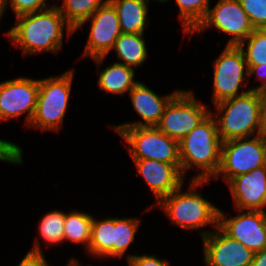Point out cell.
Here are the masks:
<instances>
[{
  "instance_id": "obj_1",
  "label": "cell",
  "mask_w": 266,
  "mask_h": 266,
  "mask_svg": "<svg viewBox=\"0 0 266 266\" xmlns=\"http://www.w3.org/2000/svg\"><path fill=\"white\" fill-rule=\"evenodd\" d=\"M16 18L17 23L7 36L14 44L18 43L24 55L44 51L56 52L62 47L63 30L67 22L58 6Z\"/></svg>"
},
{
  "instance_id": "obj_2",
  "label": "cell",
  "mask_w": 266,
  "mask_h": 266,
  "mask_svg": "<svg viewBox=\"0 0 266 266\" xmlns=\"http://www.w3.org/2000/svg\"><path fill=\"white\" fill-rule=\"evenodd\" d=\"M210 113L197 127L179 141L180 171L184 176L194 166L203 169L193 180L215 177L221 163L222 141L217 124Z\"/></svg>"
},
{
  "instance_id": "obj_3",
  "label": "cell",
  "mask_w": 266,
  "mask_h": 266,
  "mask_svg": "<svg viewBox=\"0 0 266 266\" xmlns=\"http://www.w3.org/2000/svg\"><path fill=\"white\" fill-rule=\"evenodd\" d=\"M219 115L216 119L218 135L222 142L234 138L250 137L257 130L263 134V100L258 90L222 100L215 104ZM224 113V114H223Z\"/></svg>"
},
{
  "instance_id": "obj_4",
  "label": "cell",
  "mask_w": 266,
  "mask_h": 266,
  "mask_svg": "<svg viewBox=\"0 0 266 266\" xmlns=\"http://www.w3.org/2000/svg\"><path fill=\"white\" fill-rule=\"evenodd\" d=\"M203 182L206 183L207 180L191 179L192 191L182 193L180 186L158 202L173 223L185 229L201 228L212 223L218 226L219 208L204 199L197 191H193L199 185H203Z\"/></svg>"
},
{
  "instance_id": "obj_5",
  "label": "cell",
  "mask_w": 266,
  "mask_h": 266,
  "mask_svg": "<svg viewBox=\"0 0 266 266\" xmlns=\"http://www.w3.org/2000/svg\"><path fill=\"white\" fill-rule=\"evenodd\" d=\"M73 71L39 80L36 109L29 124L41 130L58 131L69 101Z\"/></svg>"
},
{
  "instance_id": "obj_6",
  "label": "cell",
  "mask_w": 266,
  "mask_h": 266,
  "mask_svg": "<svg viewBox=\"0 0 266 266\" xmlns=\"http://www.w3.org/2000/svg\"><path fill=\"white\" fill-rule=\"evenodd\" d=\"M118 134L131 146L132 159H151L174 164L180 170L179 141L154 127L122 128Z\"/></svg>"
},
{
  "instance_id": "obj_7",
  "label": "cell",
  "mask_w": 266,
  "mask_h": 266,
  "mask_svg": "<svg viewBox=\"0 0 266 266\" xmlns=\"http://www.w3.org/2000/svg\"><path fill=\"white\" fill-rule=\"evenodd\" d=\"M266 165V135L256 134L253 139L234 138L222 142L221 163L217 175L224 174L228 182L239 176Z\"/></svg>"
},
{
  "instance_id": "obj_8",
  "label": "cell",
  "mask_w": 266,
  "mask_h": 266,
  "mask_svg": "<svg viewBox=\"0 0 266 266\" xmlns=\"http://www.w3.org/2000/svg\"><path fill=\"white\" fill-rule=\"evenodd\" d=\"M211 112L195 100L193 92L179 91L166 106L156 127L170 138L180 141Z\"/></svg>"
},
{
  "instance_id": "obj_9",
  "label": "cell",
  "mask_w": 266,
  "mask_h": 266,
  "mask_svg": "<svg viewBox=\"0 0 266 266\" xmlns=\"http://www.w3.org/2000/svg\"><path fill=\"white\" fill-rule=\"evenodd\" d=\"M244 73L248 75V67L243 50L239 46L226 45L224 51L214 61V104L228 98L244 95L252 90L248 89L242 91V93L238 91L243 79H246Z\"/></svg>"
},
{
  "instance_id": "obj_10",
  "label": "cell",
  "mask_w": 266,
  "mask_h": 266,
  "mask_svg": "<svg viewBox=\"0 0 266 266\" xmlns=\"http://www.w3.org/2000/svg\"><path fill=\"white\" fill-rule=\"evenodd\" d=\"M212 26L231 34L227 45L234 46H238L255 30L239 0H219L214 8L208 9L203 20L190 34Z\"/></svg>"
},
{
  "instance_id": "obj_11",
  "label": "cell",
  "mask_w": 266,
  "mask_h": 266,
  "mask_svg": "<svg viewBox=\"0 0 266 266\" xmlns=\"http://www.w3.org/2000/svg\"><path fill=\"white\" fill-rule=\"evenodd\" d=\"M92 19L90 33L83 56H90L99 65L113 49L116 39L121 34L119 19L113 5L107 1L99 7L88 19L81 22L80 28L87 20Z\"/></svg>"
},
{
  "instance_id": "obj_12",
  "label": "cell",
  "mask_w": 266,
  "mask_h": 266,
  "mask_svg": "<svg viewBox=\"0 0 266 266\" xmlns=\"http://www.w3.org/2000/svg\"><path fill=\"white\" fill-rule=\"evenodd\" d=\"M218 227L253 253L266 250V211L247 210L245 213L226 219L219 209Z\"/></svg>"
},
{
  "instance_id": "obj_13",
  "label": "cell",
  "mask_w": 266,
  "mask_h": 266,
  "mask_svg": "<svg viewBox=\"0 0 266 266\" xmlns=\"http://www.w3.org/2000/svg\"><path fill=\"white\" fill-rule=\"evenodd\" d=\"M39 79H11L0 83V121L18 117L27 112L26 124H30L37 104Z\"/></svg>"
},
{
  "instance_id": "obj_14",
  "label": "cell",
  "mask_w": 266,
  "mask_h": 266,
  "mask_svg": "<svg viewBox=\"0 0 266 266\" xmlns=\"http://www.w3.org/2000/svg\"><path fill=\"white\" fill-rule=\"evenodd\" d=\"M216 232L201 233L206 266H251L254 253L230 238L218 226Z\"/></svg>"
},
{
  "instance_id": "obj_15",
  "label": "cell",
  "mask_w": 266,
  "mask_h": 266,
  "mask_svg": "<svg viewBox=\"0 0 266 266\" xmlns=\"http://www.w3.org/2000/svg\"><path fill=\"white\" fill-rule=\"evenodd\" d=\"M235 207L239 211H264L266 206V165L235 176L228 182Z\"/></svg>"
},
{
  "instance_id": "obj_16",
  "label": "cell",
  "mask_w": 266,
  "mask_h": 266,
  "mask_svg": "<svg viewBox=\"0 0 266 266\" xmlns=\"http://www.w3.org/2000/svg\"><path fill=\"white\" fill-rule=\"evenodd\" d=\"M179 91L180 90H176L172 92V94L160 98L154 91L139 81L129 94L134 109L144 122L121 124L119 126H114V130L118 133L122 128L156 126L160 122L166 106Z\"/></svg>"
},
{
  "instance_id": "obj_17",
  "label": "cell",
  "mask_w": 266,
  "mask_h": 266,
  "mask_svg": "<svg viewBox=\"0 0 266 266\" xmlns=\"http://www.w3.org/2000/svg\"><path fill=\"white\" fill-rule=\"evenodd\" d=\"M137 172L142 174L157 202L183 184L184 176L174 165L151 159H133Z\"/></svg>"
},
{
  "instance_id": "obj_18",
  "label": "cell",
  "mask_w": 266,
  "mask_h": 266,
  "mask_svg": "<svg viewBox=\"0 0 266 266\" xmlns=\"http://www.w3.org/2000/svg\"><path fill=\"white\" fill-rule=\"evenodd\" d=\"M115 8L121 33L144 34L149 0H108ZM159 1V0H157Z\"/></svg>"
},
{
  "instance_id": "obj_19",
  "label": "cell",
  "mask_w": 266,
  "mask_h": 266,
  "mask_svg": "<svg viewBox=\"0 0 266 266\" xmlns=\"http://www.w3.org/2000/svg\"><path fill=\"white\" fill-rule=\"evenodd\" d=\"M134 75V68L115 62L100 73L98 85L101 90L113 94L129 93L138 83L134 81Z\"/></svg>"
},
{
  "instance_id": "obj_20",
  "label": "cell",
  "mask_w": 266,
  "mask_h": 266,
  "mask_svg": "<svg viewBox=\"0 0 266 266\" xmlns=\"http://www.w3.org/2000/svg\"><path fill=\"white\" fill-rule=\"evenodd\" d=\"M113 48L119 59H122L126 66L138 67L147 58V49L143 34L121 33L116 39Z\"/></svg>"
},
{
  "instance_id": "obj_21",
  "label": "cell",
  "mask_w": 266,
  "mask_h": 266,
  "mask_svg": "<svg viewBox=\"0 0 266 266\" xmlns=\"http://www.w3.org/2000/svg\"><path fill=\"white\" fill-rule=\"evenodd\" d=\"M115 218L97 221L93 218L89 253L102 257H113V229Z\"/></svg>"
},
{
  "instance_id": "obj_22",
  "label": "cell",
  "mask_w": 266,
  "mask_h": 266,
  "mask_svg": "<svg viewBox=\"0 0 266 266\" xmlns=\"http://www.w3.org/2000/svg\"><path fill=\"white\" fill-rule=\"evenodd\" d=\"M108 0H64L63 7L58 6L67 22V34L72 35L74 29L88 19L99 7Z\"/></svg>"
},
{
  "instance_id": "obj_23",
  "label": "cell",
  "mask_w": 266,
  "mask_h": 266,
  "mask_svg": "<svg viewBox=\"0 0 266 266\" xmlns=\"http://www.w3.org/2000/svg\"><path fill=\"white\" fill-rule=\"evenodd\" d=\"M93 217L82 212L66 214L64 225V241L70 240L75 243H85L89 252L91 227Z\"/></svg>"
},
{
  "instance_id": "obj_24",
  "label": "cell",
  "mask_w": 266,
  "mask_h": 266,
  "mask_svg": "<svg viewBox=\"0 0 266 266\" xmlns=\"http://www.w3.org/2000/svg\"><path fill=\"white\" fill-rule=\"evenodd\" d=\"M169 0H159L167 2ZM179 6L182 26L186 33H191L205 17L209 9V0H176Z\"/></svg>"
},
{
  "instance_id": "obj_25",
  "label": "cell",
  "mask_w": 266,
  "mask_h": 266,
  "mask_svg": "<svg viewBox=\"0 0 266 266\" xmlns=\"http://www.w3.org/2000/svg\"><path fill=\"white\" fill-rule=\"evenodd\" d=\"M139 220L131 218H115L113 229V257H122L135 239Z\"/></svg>"
},
{
  "instance_id": "obj_26",
  "label": "cell",
  "mask_w": 266,
  "mask_h": 266,
  "mask_svg": "<svg viewBox=\"0 0 266 266\" xmlns=\"http://www.w3.org/2000/svg\"><path fill=\"white\" fill-rule=\"evenodd\" d=\"M247 41L246 52L244 42ZM246 59L247 67L266 64V29H255L238 45Z\"/></svg>"
},
{
  "instance_id": "obj_27",
  "label": "cell",
  "mask_w": 266,
  "mask_h": 266,
  "mask_svg": "<svg viewBox=\"0 0 266 266\" xmlns=\"http://www.w3.org/2000/svg\"><path fill=\"white\" fill-rule=\"evenodd\" d=\"M66 213L54 210L48 212L39 224V230L43 239L51 244L64 241V225Z\"/></svg>"
},
{
  "instance_id": "obj_28",
  "label": "cell",
  "mask_w": 266,
  "mask_h": 266,
  "mask_svg": "<svg viewBox=\"0 0 266 266\" xmlns=\"http://www.w3.org/2000/svg\"><path fill=\"white\" fill-rule=\"evenodd\" d=\"M254 29H266V0H239Z\"/></svg>"
},
{
  "instance_id": "obj_29",
  "label": "cell",
  "mask_w": 266,
  "mask_h": 266,
  "mask_svg": "<svg viewBox=\"0 0 266 266\" xmlns=\"http://www.w3.org/2000/svg\"><path fill=\"white\" fill-rule=\"evenodd\" d=\"M47 0H10V6L17 16L47 9ZM9 3L6 0V4Z\"/></svg>"
},
{
  "instance_id": "obj_30",
  "label": "cell",
  "mask_w": 266,
  "mask_h": 266,
  "mask_svg": "<svg viewBox=\"0 0 266 266\" xmlns=\"http://www.w3.org/2000/svg\"><path fill=\"white\" fill-rule=\"evenodd\" d=\"M22 154V150L18 145L9 141L0 140V160L21 164Z\"/></svg>"
},
{
  "instance_id": "obj_31",
  "label": "cell",
  "mask_w": 266,
  "mask_h": 266,
  "mask_svg": "<svg viewBox=\"0 0 266 266\" xmlns=\"http://www.w3.org/2000/svg\"><path fill=\"white\" fill-rule=\"evenodd\" d=\"M18 266H49L42 254L38 240H36L32 249L24 256Z\"/></svg>"
},
{
  "instance_id": "obj_32",
  "label": "cell",
  "mask_w": 266,
  "mask_h": 266,
  "mask_svg": "<svg viewBox=\"0 0 266 266\" xmlns=\"http://www.w3.org/2000/svg\"><path fill=\"white\" fill-rule=\"evenodd\" d=\"M129 266H169L167 260L161 261L154 255H127Z\"/></svg>"
},
{
  "instance_id": "obj_33",
  "label": "cell",
  "mask_w": 266,
  "mask_h": 266,
  "mask_svg": "<svg viewBox=\"0 0 266 266\" xmlns=\"http://www.w3.org/2000/svg\"><path fill=\"white\" fill-rule=\"evenodd\" d=\"M257 73L259 75V79L263 82L262 85L253 88L252 90H258L261 93H266V64L257 65V66H250L248 68V75L250 77L252 74Z\"/></svg>"
},
{
  "instance_id": "obj_34",
  "label": "cell",
  "mask_w": 266,
  "mask_h": 266,
  "mask_svg": "<svg viewBox=\"0 0 266 266\" xmlns=\"http://www.w3.org/2000/svg\"><path fill=\"white\" fill-rule=\"evenodd\" d=\"M251 266H266V250L254 253Z\"/></svg>"
},
{
  "instance_id": "obj_35",
  "label": "cell",
  "mask_w": 266,
  "mask_h": 266,
  "mask_svg": "<svg viewBox=\"0 0 266 266\" xmlns=\"http://www.w3.org/2000/svg\"><path fill=\"white\" fill-rule=\"evenodd\" d=\"M262 94V100H263V130L264 134L266 135V93Z\"/></svg>"
},
{
  "instance_id": "obj_36",
  "label": "cell",
  "mask_w": 266,
  "mask_h": 266,
  "mask_svg": "<svg viewBox=\"0 0 266 266\" xmlns=\"http://www.w3.org/2000/svg\"><path fill=\"white\" fill-rule=\"evenodd\" d=\"M6 9V0H0V19Z\"/></svg>"
},
{
  "instance_id": "obj_37",
  "label": "cell",
  "mask_w": 266,
  "mask_h": 266,
  "mask_svg": "<svg viewBox=\"0 0 266 266\" xmlns=\"http://www.w3.org/2000/svg\"><path fill=\"white\" fill-rule=\"evenodd\" d=\"M67 266H81V265H80V263L78 264L77 259L76 260L75 259H71L69 261V263L67 264Z\"/></svg>"
}]
</instances>
